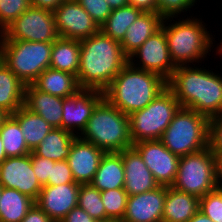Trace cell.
I'll return each mask as SVG.
<instances>
[{"mask_svg":"<svg viewBox=\"0 0 222 222\" xmlns=\"http://www.w3.org/2000/svg\"><path fill=\"white\" fill-rule=\"evenodd\" d=\"M80 62V41L59 37L52 43L50 68L77 77Z\"/></svg>","mask_w":222,"mask_h":222,"instance_id":"28","label":"cell"},{"mask_svg":"<svg viewBox=\"0 0 222 222\" xmlns=\"http://www.w3.org/2000/svg\"><path fill=\"white\" fill-rule=\"evenodd\" d=\"M129 5L142 12H157L156 0H129Z\"/></svg>","mask_w":222,"mask_h":222,"instance_id":"43","label":"cell"},{"mask_svg":"<svg viewBox=\"0 0 222 222\" xmlns=\"http://www.w3.org/2000/svg\"><path fill=\"white\" fill-rule=\"evenodd\" d=\"M60 222H97L78 205L74 207Z\"/></svg>","mask_w":222,"mask_h":222,"instance_id":"41","label":"cell"},{"mask_svg":"<svg viewBox=\"0 0 222 222\" xmlns=\"http://www.w3.org/2000/svg\"><path fill=\"white\" fill-rule=\"evenodd\" d=\"M201 64L176 66L167 81L181 107L190 108L209 119L222 113V75ZM217 71V72H216Z\"/></svg>","mask_w":222,"mask_h":222,"instance_id":"1","label":"cell"},{"mask_svg":"<svg viewBox=\"0 0 222 222\" xmlns=\"http://www.w3.org/2000/svg\"><path fill=\"white\" fill-rule=\"evenodd\" d=\"M91 184L99 191L124 188V166L120 152L102 156Z\"/></svg>","mask_w":222,"mask_h":222,"instance_id":"23","label":"cell"},{"mask_svg":"<svg viewBox=\"0 0 222 222\" xmlns=\"http://www.w3.org/2000/svg\"><path fill=\"white\" fill-rule=\"evenodd\" d=\"M214 157L216 184H222V155H214Z\"/></svg>","mask_w":222,"mask_h":222,"instance_id":"45","label":"cell"},{"mask_svg":"<svg viewBox=\"0 0 222 222\" xmlns=\"http://www.w3.org/2000/svg\"><path fill=\"white\" fill-rule=\"evenodd\" d=\"M181 107L173 92L166 87L147 107L130 114V137L133 144L159 140Z\"/></svg>","mask_w":222,"mask_h":222,"instance_id":"8","label":"cell"},{"mask_svg":"<svg viewBox=\"0 0 222 222\" xmlns=\"http://www.w3.org/2000/svg\"><path fill=\"white\" fill-rule=\"evenodd\" d=\"M3 63L25 84L50 67L52 43L0 40Z\"/></svg>","mask_w":222,"mask_h":222,"instance_id":"7","label":"cell"},{"mask_svg":"<svg viewBox=\"0 0 222 222\" xmlns=\"http://www.w3.org/2000/svg\"><path fill=\"white\" fill-rule=\"evenodd\" d=\"M30 1H31V6L53 12L62 3L63 0H30Z\"/></svg>","mask_w":222,"mask_h":222,"instance_id":"44","label":"cell"},{"mask_svg":"<svg viewBox=\"0 0 222 222\" xmlns=\"http://www.w3.org/2000/svg\"><path fill=\"white\" fill-rule=\"evenodd\" d=\"M106 1L110 5L112 10L129 5V0H106Z\"/></svg>","mask_w":222,"mask_h":222,"instance_id":"46","label":"cell"},{"mask_svg":"<svg viewBox=\"0 0 222 222\" xmlns=\"http://www.w3.org/2000/svg\"><path fill=\"white\" fill-rule=\"evenodd\" d=\"M58 38L54 13L34 6H30L0 33V40L53 43Z\"/></svg>","mask_w":222,"mask_h":222,"instance_id":"10","label":"cell"},{"mask_svg":"<svg viewBox=\"0 0 222 222\" xmlns=\"http://www.w3.org/2000/svg\"><path fill=\"white\" fill-rule=\"evenodd\" d=\"M166 87L167 81L158 74L128 62L103 92L111 105L129 116L147 107Z\"/></svg>","mask_w":222,"mask_h":222,"instance_id":"4","label":"cell"},{"mask_svg":"<svg viewBox=\"0 0 222 222\" xmlns=\"http://www.w3.org/2000/svg\"><path fill=\"white\" fill-rule=\"evenodd\" d=\"M79 189L78 183L42 186L35 203L54 222H60L78 205Z\"/></svg>","mask_w":222,"mask_h":222,"instance_id":"16","label":"cell"},{"mask_svg":"<svg viewBox=\"0 0 222 222\" xmlns=\"http://www.w3.org/2000/svg\"><path fill=\"white\" fill-rule=\"evenodd\" d=\"M3 63V53H2V49L0 47V65Z\"/></svg>","mask_w":222,"mask_h":222,"instance_id":"52","label":"cell"},{"mask_svg":"<svg viewBox=\"0 0 222 222\" xmlns=\"http://www.w3.org/2000/svg\"><path fill=\"white\" fill-rule=\"evenodd\" d=\"M100 27L112 12L106 0H76Z\"/></svg>","mask_w":222,"mask_h":222,"instance_id":"37","label":"cell"},{"mask_svg":"<svg viewBox=\"0 0 222 222\" xmlns=\"http://www.w3.org/2000/svg\"><path fill=\"white\" fill-rule=\"evenodd\" d=\"M6 158H7V156H6L5 151H4L3 141H2L1 136H0V164H2L5 161Z\"/></svg>","mask_w":222,"mask_h":222,"instance_id":"48","label":"cell"},{"mask_svg":"<svg viewBox=\"0 0 222 222\" xmlns=\"http://www.w3.org/2000/svg\"><path fill=\"white\" fill-rule=\"evenodd\" d=\"M142 13L131 5L112 10L107 20L100 26V31L106 36L121 42L125 37L128 27Z\"/></svg>","mask_w":222,"mask_h":222,"instance_id":"30","label":"cell"},{"mask_svg":"<svg viewBox=\"0 0 222 222\" xmlns=\"http://www.w3.org/2000/svg\"><path fill=\"white\" fill-rule=\"evenodd\" d=\"M25 84L4 64L0 65V108L12 115L25 101Z\"/></svg>","mask_w":222,"mask_h":222,"instance_id":"25","label":"cell"},{"mask_svg":"<svg viewBox=\"0 0 222 222\" xmlns=\"http://www.w3.org/2000/svg\"><path fill=\"white\" fill-rule=\"evenodd\" d=\"M61 38L83 40L100 31V27L76 0H63L53 11Z\"/></svg>","mask_w":222,"mask_h":222,"instance_id":"12","label":"cell"},{"mask_svg":"<svg viewBox=\"0 0 222 222\" xmlns=\"http://www.w3.org/2000/svg\"><path fill=\"white\" fill-rule=\"evenodd\" d=\"M199 210L213 222H222V196L215 189L200 198Z\"/></svg>","mask_w":222,"mask_h":222,"instance_id":"36","label":"cell"},{"mask_svg":"<svg viewBox=\"0 0 222 222\" xmlns=\"http://www.w3.org/2000/svg\"><path fill=\"white\" fill-rule=\"evenodd\" d=\"M216 185L215 157L209 147L180 157L173 188L201 198Z\"/></svg>","mask_w":222,"mask_h":222,"instance_id":"9","label":"cell"},{"mask_svg":"<svg viewBox=\"0 0 222 222\" xmlns=\"http://www.w3.org/2000/svg\"><path fill=\"white\" fill-rule=\"evenodd\" d=\"M101 198L106 213V220L121 222L127 205L128 194L124 188L101 191Z\"/></svg>","mask_w":222,"mask_h":222,"instance_id":"33","label":"cell"},{"mask_svg":"<svg viewBox=\"0 0 222 222\" xmlns=\"http://www.w3.org/2000/svg\"><path fill=\"white\" fill-rule=\"evenodd\" d=\"M104 99V92L80 88L63 100L62 129L79 137L85 130L96 106Z\"/></svg>","mask_w":222,"mask_h":222,"instance_id":"13","label":"cell"},{"mask_svg":"<svg viewBox=\"0 0 222 222\" xmlns=\"http://www.w3.org/2000/svg\"><path fill=\"white\" fill-rule=\"evenodd\" d=\"M200 0H156L157 13L163 18L185 16ZM196 4V5H195ZM188 11V12H187Z\"/></svg>","mask_w":222,"mask_h":222,"instance_id":"35","label":"cell"},{"mask_svg":"<svg viewBox=\"0 0 222 222\" xmlns=\"http://www.w3.org/2000/svg\"><path fill=\"white\" fill-rule=\"evenodd\" d=\"M209 118L185 107H180L170 125L159 139L178 157L209 147Z\"/></svg>","mask_w":222,"mask_h":222,"instance_id":"6","label":"cell"},{"mask_svg":"<svg viewBox=\"0 0 222 222\" xmlns=\"http://www.w3.org/2000/svg\"><path fill=\"white\" fill-rule=\"evenodd\" d=\"M163 20L157 12H142L128 27L120 42L125 55L129 58L150 36L160 30Z\"/></svg>","mask_w":222,"mask_h":222,"instance_id":"21","label":"cell"},{"mask_svg":"<svg viewBox=\"0 0 222 222\" xmlns=\"http://www.w3.org/2000/svg\"><path fill=\"white\" fill-rule=\"evenodd\" d=\"M159 185L172 186L180 157L171 153L160 140H144L133 144Z\"/></svg>","mask_w":222,"mask_h":222,"instance_id":"14","label":"cell"},{"mask_svg":"<svg viewBox=\"0 0 222 222\" xmlns=\"http://www.w3.org/2000/svg\"><path fill=\"white\" fill-rule=\"evenodd\" d=\"M128 62L120 42L101 31L80 40L79 87L104 91Z\"/></svg>","mask_w":222,"mask_h":222,"instance_id":"2","label":"cell"},{"mask_svg":"<svg viewBox=\"0 0 222 222\" xmlns=\"http://www.w3.org/2000/svg\"><path fill=\"white\" fill-rule=\"evenodd\" d=\"M21 222H54L36 203L29 209Z\"/></svg>","mask_w":222,"mask_h":222,"instance_id":"42","label":"cell"},{"mask_svg":"<svg viewBox=\"0 0 222 222\" xmlns=\"http://www.w3.org/2000/svg\"><path fill=\"white\" fill-rule=\"evenodd\" d=\"M193 15L163 20L161 28L165 32L170 58L175 66L202 64L209 58L207 55L211 56L212 49L217 48L215 35L208 29V24L202 21V17Z\"/></svg>","mask_w":222,"mask_h":222,"instance_id":"3","label":"cell"},{"mask_svg":"<svg viewBox=\"0 0 222 222\" xmlns=\"http://www.w3.org/2000/svg\"><path fill=\"white\" fill-rule=\"evenodd\" d=\"M64 99L40 91L33 84L25 86L24 106L31 112L41 116L53 128H62Z\"/></svg>","mask_w":222,"mask_h":222,"instance_id":"20","label":"cell"},{"mask_svg":"<svg viewBox=\"0 0 222 222\" xmlns=\"http://www.w3.org/2000/svg\"><path fill=\"white\" fill-rule=\"evenodd\" d=\"M79 137L93 143L105 153L121 152L133 147L128 115L105 98L96 106Z\"/></svg>","mask_w":222,"mask_h":222,"instance_id":"5","label":"cell"},{"mask_svg":"<svg viewBox=\"0 0 222 222\" xmlns=\"http://www.w3.org/2000/svg\"><path fill=\"white\" fill-rule=\"evenodd\" d=\"M32 84L40 91L62 98L70 97L80 89L75 75L50 67L45 69Z\"/></svg>","mask_w":222,"mask_h":222,"instance_id":"24","label":"cell"},{"mask_svg":"<svg viewBox=\"0 0 222 222\" xmlns=\"http://www.w3.org/2000/svg\"><path fill=\"white\" fill-rule=\"evenodd\" d=\"M215 189H216V190L220 193V195L222 196V184H217Z\"/></svg>","mask_w":222,"mask_h":222,"instance_id":"51","label":"cell"},{"mask_svg":"<svg viewBox=\"0 0 222 222\" xmlns=\"http://www.w3.org/2000/svg\"><path fill=\"white\" fill-rule=\"evenodd\" d=\"M217 45V48H216V50L214 49L212 52H214L215 54V56H219V57H222V38H221V40H220V42L219 43H217L216 44ZM218 54V55H217ZM221 55V56H220Z\"/></svg>","mask_w":222,"mask_h":222,"instance_id":"49","label":"cell"},{"mask_svg":"<svg viewBox=\"0 0 222 222\" xmlns=\"http://www.w3.org/2000/svg\"><path fill=\"white\" fill-rule=\"evenodd\" d=\"M1 194H2V185L0 184V200H1Z\"/></svg>","mask_w":222,"mask_h":222,"instance_id":"54","label":"cell"},{"mask_svg":"<svg viewBox=\"0 0 222 222\" xmlns=\"http://www.w3.org/2000/svg\"><path fill=\"white\" fill-rule=\"evenodd\" d=\"M188 222H213V221L199 210Z\"/></svg>","mask_w":222,"mask_h":222,"instance_id":"47","label":"cell"},{"mask_svg":"<svg viewBox=\"0 0 222 222\" xmlns=\"http://www.w3.org/2000/svg\"><path fill=\"white\" fill-rule=\"evenodd\" d=\"M30 6V0H0V33Z\"/></svg>","mask_w":222,"mask_h":222,"instance_id":"34","label":"cell"},{"mask_svg":"<svg viewBox=\"0 0 222 222\" xmlns=\"http://www.w3.org/2000/svg\"><path fill=\"white\" fill-rule=\"evenodd\" d=\"M31 162L33 171L41 186H48V178L51 177V165L55 161L37 156L33 151L31 152Z\"/></svg>","mask_w":222,"mask_h":222,"instance_id":"40","label":"cell"},{"mask_svg":"<svg viewBox=\"0 0 222 222\" xmlns=\"http://www.w3.org/2000/svg\"><path fill=\"white\" fill-rule=\"evenodd\" d=\"M0 184L6 188L16 189L36 201L42 186L33 171L31 153L6 158L0 164Z\"/></svg>","mask_w":222,"mask_h":222,"instance_id":"15","label":"cell"},{"mask_svg":"<svg viewBox=\"0 0 222 222\" xmlns=\"http://www.w3.org/2000/svg\"><path fill=\"white\" fill-rule=\"evenodd\" d=\"M76 183L69 167L68 161H58L51 165V177L48 178V185H60Z\"/></svg>","mask_w":222,"mask_h":222,"instance_id":"38","label":"cell"},{"mask_svg":"<svg viewBox=\"0 0 222 222\" xmlns=\"http://www.w3.org/2000/svg\"><path fill=\"white\" fill-rule=\"evenodd\" d=\"M200 198L166 186L163 222H188L199 211Z\"/></svg>","mask_w":222,"mask_h":222,"instance_id":"22","label":"cell"},{"mask_svg":"<svg viewBox=\"0 0 222 222\" xmlns=\"http://www.w3.org/2000/svg\"><path fill=\"white\" fill-rule=\"evenodd\" d=\"M18 123L28 149L32 152L54 128L24 105L11 115Z\"/></svg>","mask_w":222,"mask_h":222,"instance_id":"26","label":"cell"},{"mask_svg":"<svg viewBox=\"0 0 222 222\" xmlns=\"http://www.w3.org/2000/svg\"><path fill=\"white\" fill-rule=\"evenodd\" d=\"M75 135L62 128H54L33 151L37 156L55 162L67 160Z\"/></svg>","mask_w":222,"mask_h":222,"instance_id":"27","label":"cell"},{"mask_svg":"<svg viewBox=\"0 0 222 222\" xmlns=\"http://www.w3.org/2000/svg\"><path fill=\"white\" fill-rule=\"evenodd\" d=\"M78 206L96 221H106V213L101 198V191L92 184L80 185Z\"/></svg>","mask_w":222,"mask_h":222,"instance_id":"32","label":"cell"},{"mask_svg":"<svg viewBox=\"0 0 222 222\" xmlns=\"http://www.w3.org/2000/svg\"><path fill=\"white\" fill-rule=\"evenodd\" d=\"M8 115L9 114H7L0 108V127L2 126L3 121L8 117Z\"/></svg>","mask_w":222,"mask_h":222,"instance_id":"50","label":"cell"},{"mask_svg":"<svg viewBox=\"0 0 222 222\" xmlns=\"http://www.w3.org/2000/svg\"><path fill=\"white\" fill-rule=\"evenodd\" d=\"M105 152L93 143L75 137L67 158L74 181L80 185L91 184Z\"/></svg>","mask_w":222,"mask_h":222,"instance_id":"18","label":"cell"},{"mask_svg":"<svg viewBox=\"0 0 222 222\" xmlns=\"http://www.w3.org/2000/svg\"><path fill=\"white\" fill-rule=\"evenodd\" d=\"M165 198L164 185L148 192L128 196L126 212L121 222H161Z\"/></svg>","mask_w":222,"mask_h":222,"instance_id":"17","label":"cell"},{"mask_svg":"<svg viewBox=\"0 0 222 222\" xmlns=\"http://www.w3.org/2000/svg\"><path fill=\"white\" fill-rule=\"evenodd\" d=\"M129 63L138 69L153 72L168 81L176 69L161 28L150 36L130 57Z\"/></svg>","mask_w":222,"mask_h":222,"instance_id":"11","label":"cell"},{"mask_svg":"<svg viewBox=\"0 0 222 222\" xmlns=\"http://www.w3.org/2000/svg\"><path fill=\"white\" fill-rule=\"evenodd\" d=\"M35 201L16 189L2 186L0 222H21Z\"/></svg>","mask_w":222,"mask_h":222,"instance_id":"29","label":"cell"},{"mask_svg":"<svg viewBox=\"0 0 222 222\" xmlns=\"http://www.w3.org/2000/svg\"><path fill=\"white\" fill-rule=\"evenodd\" d=\"M120 153L124 166V190L128 196L148 192L160 186L134 147Z\"/></svg>","mask_w":222,"mask_h":222,"instance_id":"19","label":"cell"},{"mask_svg":"<svg viewBox=\"0 0 222 222\" xmlns=\"http://www.w3.org/2000/svg\"><path fill=\"white\" fill-rule=\"evenodd\" d=\"M97 222H119V221H116V220H106V221H97Z\"/></svg>","mask_w":222,"mask_h":222,"instance_id":"53","label":"cell"},{"mask_svg":"<svg viewBox=\"0 0 222 222\" xmlns=\"http://www.w3.org/2000/svg\"><path fill=\"white\" fill-rule=\"evenodd\" d=\"M209 148L214 155H222V113L209 120Z\"/></svg>","mask_w":222,"mask_h":222,"instance_id":"39","label":"cell"},{"mask_svg":"<svg viewBox=\"0 0 222 222\" xmlns=\"http://www.w3.org/2000/svg\"><path fill=\"white\" fill-rule=\"evenodd\" d=\"M0 136L7 158L20 157L31 153L26 145L19 123L11 115H8L3 121L0 127Z\"/></svg>","mask_w":222,"mask_h":222,"instance_id":"31","label":"cell"}]
</instances>
